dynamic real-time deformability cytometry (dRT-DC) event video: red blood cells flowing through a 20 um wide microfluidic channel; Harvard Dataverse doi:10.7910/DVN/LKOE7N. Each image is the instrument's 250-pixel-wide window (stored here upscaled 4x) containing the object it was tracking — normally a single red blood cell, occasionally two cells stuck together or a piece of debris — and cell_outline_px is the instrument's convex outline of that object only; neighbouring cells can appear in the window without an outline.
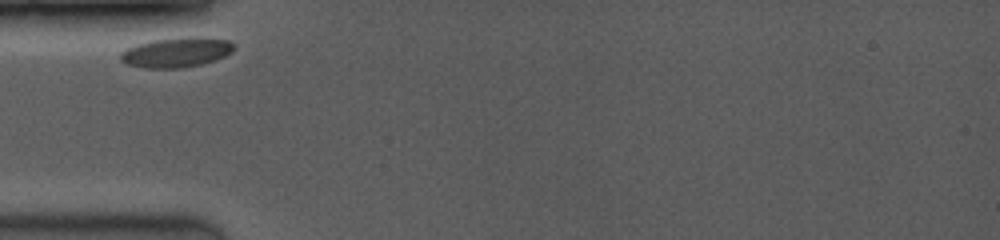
{"species": "common noctule bat (a hibernating species)", "species_latin": "Nyctalus noctula", "temperature_condition": "room temperature", "stored_images_in_passage": 2, "camera_frame_rate_fps": 3500, "um_per_image_px": 0.085, "animal": {"sex": "female", "body_mass_g": 19.0, "forearm_length_mm": 53.3}, "frame": {"image": 1, "passage_image": 1, "time_ms": 0.0, "image_size_px": [1000, 240], "cell_outline_px": [[236, 48], [232, 52], [216, 60], [200, 64], [180, 68], [144, 68], [128, 64], [120, 60], [120, 52], [136, 44], [152, 40], [228, 40]], "centroid_in_image_um": [14.91, 4.51], "position_along_channel_um": 70.1, "area_um2": 18.61}}